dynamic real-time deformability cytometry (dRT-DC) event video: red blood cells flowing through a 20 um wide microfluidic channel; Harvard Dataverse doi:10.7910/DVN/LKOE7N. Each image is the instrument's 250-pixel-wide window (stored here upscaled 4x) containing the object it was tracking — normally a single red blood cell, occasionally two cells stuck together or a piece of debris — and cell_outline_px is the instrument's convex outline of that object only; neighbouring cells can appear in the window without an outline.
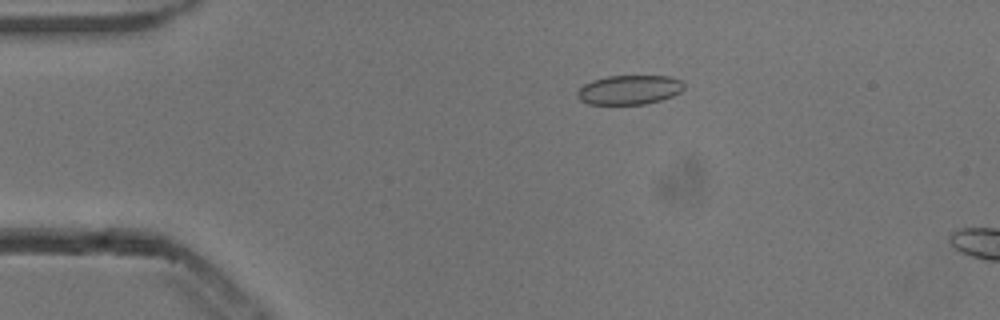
{"species": "common noctule bat (a hibernating species)", "species_latin": "Nyctalus noctula", "temperature_condition": "cold", "stored_images_in_passage": 15, "camera_frame_rate_fps": 3000, "um_per_image_px": 0.085, "animal": {"sex": "male", "body_mass_g": 13.3}, "frame": {"image": 1, "passage_image": 11, "time_ms": 3.333, "image_size_px": [1000, 320], "cell_outline_px": [[684, 88], [680, 92], [672, 96], [660, 100], [644, 104], [588, 104], [580, 100], [576, 96], [576, 92], [584, 84], [592, 80], [608, 76], [672, 76], [680, 80], [684, 84]], "centroid_in_image_um": [53.48, 7.63], "position_along_channel_um": 31.5, "area_um2": 18.26}}